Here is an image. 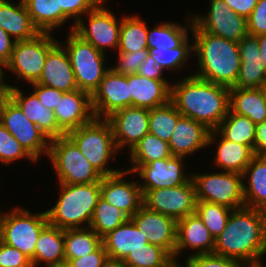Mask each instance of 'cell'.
Returning a JSON list of instances; mask_svg holds the SVG:
<instances>
[{
  "label": "cell",
  "instance_id": "ab89813d",
  "mask_svg": "<svg viewBox=\"0 0 266 267\" xmlns=\"http://www.w3.org/2000/svg\"><path fill=\"white\" fill-rule=\"evenodd\" d=\"M127 219L129 217L122 210L100 197L89 227L103 238L109 232L121 226Z\"/></svg>",
  "mask_w": 266,
  "mask_h": 267
},
{
  "label": "cell",
  "instance_id": "be15d7a7",
  "mask_svg": "<svg viewBox=\"0 0 266 267\" xmlns=\"http://www.w3.org/2000/svg\"><path fill=\"white\" fill-rule=\"evenodd\" d=\"M266 103V82L260 87Z\"/></svg>",
  "mask_w": 266,
  "mask_h": 267
},
{
  "label": "cell",
  "instance_id": "7bdbcfd3",
  "mask_svg": "<svg viewBox=\"0 0 266 267\" xmlns=\"http://www.w3.org/2000/svg\"><path fill=\"white\" fill-rule=\"evenodd\" d=\"M192 51V52H191ZM148 53L154 60L166 70L181 69L187 61L189 56L193 53V44H189V37L177 48H170L158 50L157 48H148Z\"/></svg>",
  "mask_w": 266,
  "mask_h": 267
},
{
  "label": "cell",
  "instance_id": "4316f807",
  "mask_svg": "<svg viewBox=\"0 0 266 267\" xmlns=\"http://www.w3.org/2000/svg\"><path fill=\"white\" fill-rule=\"evenodd\" d=\"M148 243L146 234L130 218L102 238L107 256L119 260H124L129 252L143 250Z\"/></svg>",
  "mask_w": 266,
  "mask_h": 267
},
{
  "label": "cell",
  "instance_id": "60d3db41",
  "mask_svg": "<svg viewBox=\"0 0 266 267\" xmlns=\"http://www.w3.org/2000/svg\"><path fill=\"white\" fill-rule=\"evenodd\" d=\"M232 209L205 201H197L195 213L209 229L210 234L216 238L225 228Z\"/></svg>",
  "mask_w": 266,
  "mask_h": 267
},
{
  "label": "cell",
  "instance_id": "f35d334b",
  "mask_svg": "<svg viewBox=\"0 0 266 267\" xmlns=\"http://www.w3.org/2000/svg\"><path fill=\"white\" fill-rule=\"evenodd\" d=\"M181 117L182 115L171 101L160 107L152 108L149 110V133L169 143Z\"/></svg>",
  "mask_w": 266,
  "mask_h": 267
},
{
  "label": "cell",
  "instance_id": "b9f144b4",
  "mask_svg": "<svg viewBox=\"0 0 266 267\" xmlns=\"http://www.w3.org/2000/svg\"><path fill=\"white\" fill-rule=\"evenodd\" d=\"M173 258L161 247L148 243L143 250L129 252L127 267H165Z\"/></svg>",
  "mask_w": 266,
  "mask_h": 267
},
{
  "label": "cell",
  "instance_id": "1f68e13d",
  "mask_svg": "<svg viewBox=\"0 0 266 267\" xmlns=\"http://www.w3.org/2000/svg\"><path fill=\"white\" fill-rule=\"evenodd\" d=\"M230 110L253 123L266 120V103L261 88H230Z\"/></svg>",
  "mask_w": 266,
  "mask_h": 267
},
{
  "label": "cell",
  "instance_id": "7a4b0ae2",
  "mask_svg": "<svg viewBox=\"0 0 266 267\" xmlns=\"http://www.w3.org/2000/svg\"><path fill=\"white\" fill-rule=\"evenodd\" d=\"M170 101L187 118L216 129L230 109V88L190 74L171 84Z\"/></svg>",
  "mask_w": 266,
  "mask_h": 267
},
{
  "label": "cell",
  "instance_id": "836d02e7",
  "mask_svg": "<svg viewBox=\"0 0 266 267\" xmlns=\"http://www.w3.org/2000/svg\"><path fill=\"white\" fill-rule=\"evenodd\" d=\"M189 13V22L185 26L178 25L176 22H163L153 29L148 28L147 46L148 48H157L158 50L174 49L180 46L188 38V29L193 28L192 14ZM189 27V28H188Z\"/></svg>",
  "mask_w": 266,
  "mask_h": 267
},
{
  "label": "cell",
  "instance_id": "2e32d148",
  "mask_svg": "<svg viewBox=\"0 0 266 267\" xmlns=\"http://www.w3.org/2000/svg\"><path fill=\"white\" fill-rule=\"evenodd\" d=\"M130 219L146 234L149 243L163 248L173 259L177 244V221L144 205Z\"/></svg>",
  "mask_w": 266,
  "mask_h": 267
},
{
  "label": "cell",
  "instance_id": "f5cc1de1",
  "mask_svg": "<svg viewBox=\"0 0 266 267\" xmlns=\"http://www.w3.org/2000/svg\"><path fill=\"white\" fill-rule=\"evenodd\" d=\"M163 70H165L157 60L148 55V57L139 66L137 74L140 76H145L153 80H166L163 78Z\"/></svg>",
  "mask_w": 266,
  "mask_h": 267
},
{
  "label": "cell",
  "instance_id": "f1b7e54d",
  "mask_svg": "<svg viewBox=\"0 0 266 267\" xmlns=\"http://www.w3.org/2000/svg\"><path fill=\"white\" fill-rule=\"evenodd\" d=\"M248 178L243 182L244 203L246 207L266 211V156H254L242 174Z\"/></svg>",
  "mask_w": 266,
  "mask_h": 267
},
{
  "label": "cell",
  "instance_id": "4dcf8cb0",
  "mask_svg": "<svg viewBox=\"0 0 266 267\" xmlns=\"http://www.w3.org/2000/svg\"><path fill=\"white\" fill-rule=\"evenodd\" d=\"M63 261H65L64 229L48 223L36 242L34 257L31 260L32 267H36L40 262H44L47 266Z\"/></svg>",
  "mask_w": 266,
  "mask_h": 267
},
{
  "label": "cell",
  "instance_id": "680465c9",
  "mask_svg": "<svg viewBox=\"0 0 266 267\" xmlns=\"http://www.w3.org/2000/svg\"><path fill=\"white\" fill-rule=\"evenodd\" d=\"M102 267H127L123 260L108 257L104 260Z\"/></svg>",
  "mask_w": 266,
  "mask_h": 267
},
{
  "label": "cell",
  "instance_id": "ffe728a7",
  "mask_svg": "<svg viewBox=\"0 0 266 267\" xmlns=\"http://www.w3.org/2000/svg\"><path fill=\"white\" fill-rule=\"evenodd\" d=\"M58 126L69 131L90 123L94 118L91 95L82 90L65 92L53 111Z\"/></svg>",
  "mask_w": 266,
  "mask_h": 267
},
{
  "label": "cell",
  "instance_id": "ba28073f",
  "mask_svg": "<svg viewBox=\"0 0 266 267\" xmlns=\"http://www.w3.org/2000/svg\"><path fill=\"white\" fill-rule=\"evenodd\" d=\"M47 224L46 211L31 214L27 209L15 207L3 216L0 240L32 260L39 234Z\"/></svg>",
  "mask_w": 266,
  "mask_h": 267
},
{
  "label": "cell",
  "instance_id": "6125c7cd",
  "mask_svg": "<svg viewBox=\"0 0 266 267\" xmlns=\"http://www.w3.org/2000/svg\"><path fill=\"white\" fill-rule=\"evenodd\" d=\"M165 267H183V265H179L177 259H172Z\"/></svg>",
  "mask_w": 266,
  "mask_h": 267
},
{
  "label": "cell",
  "instance_id": "6da1fadb",
  "mask_svg": "<svg viewBox=\"0 0 266 267\" xmlns=\"http://www.w3.org/2000/svg\"><path fill=\"white\" fill-rule=\"evenodd\" d=\"M214 254L236 260L242 267H264L266 211L242 207L232 210L225 228L215 238Z\"/></svg>",
  "mask_w": 266,
  "mask_h": 267
},
{
  "label": "cell",
  "instance_id": "e0dca14e",
  "mask_svg": "<svg viewBox=\"0 0 266 267\" xmlns=\"http://www.w3.org/2000/svg\"><path fill=\"white\" fill-rule=\"evenodd\" d=\"M107 120L118 151L127 145L130 152L149 133V110L145 108L129 106L114 112Z\"/></svg>",
  "mask_w": 266,
  "mask_h": 267
},
{
  "label": "cell",
  "instance_id": "9a60e30c",
  "mask_svg": "<svg viewBox=\"0 0 266 267\" xmlns=\"http://www.w3.org/2000/svg\"><path fill=\"white\" fill-rule=\"evenodd\" d=\"M91 104L98 119H107L114 112L129 107L128 75L116 73L110 68L91 95Z\"/></svg>",
  "mask_w": 266,
  "mask_h": 267
},
{
  "label": "cell",
  "instance_id": "74e56055",
  "mask_svg": "<svg viewBox=\"0 0 266 267\" xmlns=\"http://www.w3.org/2000/svg\"><path fill=\"white\" fill-rule=\"evenodd\" d=\"M33 24L40 32H53L61 26L59 0H23ZM55 28V29H54Z\"/></svg>",
  "mask_w": 266,
  "mask_h": 267
},
{
  "label": "cell",
  "instance_id": "94428289",
  "mask_svg": "<svg viewBox=\"0 0 266 267\" xmlns=\"http://www.w3.org/2000/svg\"><path fill=\"white\" fill-rule=\"evenodd\" d=\"M45 267H71L67 261H63L60 263L50 264Z\"/></svg>",
  "mask_w": 266,
  "mask_h": 267
},
{
  "label": "cell",
  "instance_id": "681fc988",
  "mask_svg": "<svg viewBox=\"0 0 266 267\" xmlns=\"http://www.w3.org/2000/svg\"><path fill=\"white\" fill-rule=\"evenodd\" d=\"M248 34L260 36L266 34V0H259L247 18Z\"/></svg>",
  "mask_w": 266,
  "mask_h": 267
},
{
  "label": "cell",
  "instance_id": "bcb514c9",
  "mask_svg": "<svg viewBox=\"0 0 266 267\" xmlns=\"http://www.w3.org/2000/svg\"><path fill=\"white\" fill-rule=\"evenodd\" d=\"M148 49H143L135 52H118V62L111 69L119 74L129 75L136 74L139 66L148 57Z\"/></svg>",
  "mask_w": 266,
  "mask_h": 267
},
{
  "label": "cell",
  "instance_id": "30bf717a",
  "mask_svg": "<svg viewBox=\"0 0 266 267\" xmlns=\"http://www.w3.org/2000/svg\"><path fill=\"white\" fill-rule=\"evenodd\" d=\"M58 43L50 32H41L29 40L15 41L6 69L17 79L36 83L43 71L48 52Z\"/></svg>",
  "mask_w": 266,
  "mask_h": 267
},
{
  "label": "cell",
  "instance_id": "e575fe53",
  "mask_svg": "<svg viewBox=\"0 0 266 267\" xmlns=\"http://www.w3.org/2000/svg\"><path fill=\"white\" fill-rule=\"evenodd\" d=\"M128 154L133 164L128 171L132 173H135L141 165L172 156L169 143L150 133L146 134Z\"/></svg>",
  "mask_w": 266,
  "mask_h": 267
},
{
  "label": "cell",
  "instance_id": "8d00e7d4",
  "mask_svg": "<svg viewBox=\"0 0 266 267\" xmlns=\"http://www.w3.org/2000/svg\"><path fill=\"white\" fill-rule=\"evenodd\" d=\"M148 27L139 16L125 15L121 21L118 52H135L148 49Z\"/></svg>",
  "mask_w": 266,
  "mask_h": 267
},
{
  "label": "cell",
  "instance_id": "52a82bcc",
  "mask_svg": "<svg viewBox=\"0 0 266 267\" xmlns=\"http://www.w3.org/2000/svg\"><path fill=\"white\" fill-rule=\"evenodd\" d=\"M67 36L66 45L62 46L69 56L78 89L92 95L110 69L104 66L106 53L96 49L73 30Z\"/></svg>",
  "mask_w": 266,
  "mask_h": 267
},
{
  "label": "cell",
  "instance_id": "9f6ffc18",
  "mask_svg": "<svg viewBox=\"0 0 266 267\" xmlns=\"http://www.w3.org/2000/svg\"><path fill=\"white\" fill-rule=\"evenodd\" d=\"M254 154L266 156V120L256 125Z\"/></svg>",
  "mask_w": 266,
  "mask_h": 267
},
{
  "label": "cell",
  "instance_id": "03108f58",
  "mask_svg": "<svg viewBox=\"0 0 266 267\" xmlns=\"http://www.w3.org/2000/svg\"><path fill=\"white\" fill-rule=\"evenodd\" d=\"M3 216H4V213H0V230H1Z\"/></svg>",
  "mask_w": 266,
  "mask_h": 267
},
{
  "label": "cell",
  "instance_id": "7c38bea8",
  "mask_svg": "<svg viewBox=\"0 0 266 267\" xmlns=\"http://www.w3.org/2000/svg\"><path fill=\"white\" fill-rule=\"evenodd\" d=\"M196 192L192 178L177 187L147 190L143 193V205L176 221L195 213Z\"/></svg>",
  "mask_w": 266,
  "mask_h": 267
},
{
  "label": "cell",
  "instance_id": "f907efd6",
  "mask_svg": "<svg viewBox=\"0 0 266 267\" xmlns=\"http://www.w3.org/2000/svg\"><path fill=\"white\" fill-rule=\"evenodd\" d=\"M31 85L34 87L33 92L37 96L42 106H44L45 108H49L53 111L57 107L59 99H62V96L65 93L64 91L47 87L38 83H32Z\"/></svg>",
  "mask_w": 266,
  "mask_h": 267
},
{
  "label": "cell",
  "instance_id": "7402d4cb",
  "mask_svg": "<svg viewBox=\"0 0 266 267\" xmlns=\"http://www.w3.org/2000/svg\"><path fill=\"white\" fill-rule=\"evenodd\" d=\"M59 42L48 52L38 84L64 92L78 89L69 56Z\"/></svg>",
  "mask_w": 266,
  "mask_h": 267
},
{
  "label": "cell",
  "instance_id": "8992f818",
  "mask_svg": "<svg viewBox=\"0 0 266 267\" xmlns=\"http://www.w3.org/2000/svg\"><path fill=\"white\" fill-rule=\"evenodd\" d=\"M48 156L54 166L59 183L101 182L102 176L82 155L78 146L67 134L50 140Z\"/></svg>",
  "mask_w": 266,
  "mask_h": 267
},
{
  "label": "cell",
  "instance_id": "5bb4252c",
  "mask_svg": "<svg viewBox=\"0 0 266 267\" xmlns=\"http://www.w3.org/2000/svg\"><path fill=\"white\" fill-rule=\"evenodd\" d=\"M205 16H193V23L202 31L239 42L248 36L247 19L234 12L224 0H210V9Z\"/></svg>",
  "mask_w": 266,
  "mask_h": 267
},
{
  "label": "cell",
  "instance_id": "d4e9b609",
  "mask_svg": "<svg viewBox=\"0 0 266 267\" xmlns=\"http://www.w3.org/2000/svg\"><path fill=\"white\" fill-rule=\"evenodd\" d=\"M9 98L20 108L29 121L39 127L49 140L66 134L58 126L53 110L42 106L34 92H31L27 97L19 88L11 86Z\"/></svg>",
  "mask_w": 266,
  "mask_h": 267
},
{
  "label": "cell",
  "instance_id": "11a10c76",
  "mask_svg": "<svg viewBox=\"0 0 266 267\" xmlns=\"http://www.w3.org/2000/svg\"><path fill=\"white\" fill-rule=\"evenodd\" d=\"M0 27V63L6 65L13 51L15 40Z\"/></svg>",
  "mask_w": 266,
  "mask_h": 267
},
{
  "label": "cell",
  "instance_id": "d6986e66",
  "mask_svg": "<svg viewBox=\"0 0 266 267\" xmlns=\"http://www.w3.org/2000/svg\"><path fill=\"white\" fill-rule=\"evenodd\" d=\"M183 160L184 157L171 156L141 165L135 172H138L140 180H144L143 184L139 183L142 193L147 190L177 187L187 183L192 176L184 173Z\"/></svg>",
  "mask_w": 266,
  "mask_h": 267
},
{
  "label": "cell",
  "instance_id": "44dd1931",
  "mask_svg": "<svg viewBox=\"0 0 266 267\" xmlns=\"http://www.w3.org/2000/svg\"><path fill=\"white\" fill-rule=\"evenodd\" d=\"M238 47L240 69L231 88H260L266 82V64L261 58L258 39L248 35L238 42Z\"/></svg>",
  "mask_w": 266,
  "mask_h": 267
},
{
  "label": "cell",
  "instance_id": "4fadbf2b",
  "mask_svg": "<svg viewBox=\"0 0 266 267\" xmlns=\"http://www.w3.org/2000/svg\"><path fill=\"white\" fill-rule=\"evenodd\" d=\"M101 2L94 10L87 12L89 24L81 18L74 26L73 31L85 41L92 44L96 49L105 53V48L118 49L121 21L118 22L116 16L102 6Z\"/></svg>",
  "mask_w": 266,
  "mask_h": 267
},
{
  "label": "cell",
  "instance_id": "d590c367",
  "mask_svg": "<svg viewBox=\"0 0 266 267\" xmlns=\"http://www.w3.org/2000/svg\"><path fill=\"white\" fill-rule=\"evenodd\" d=\"M102 245V238L90 227L64 229L65 259H76L94 252Z\"/></svg>",
  "mask_w": 266,
  "mask_h": 267
},
{
  "label": "cell",
  "instance_id": "9c48e42d",
  "mask_svg": "<svg viewBox=\"0 0 266 267\" xmlns=\"http://www.w3.org/2000/svg\"><path fill=\"white\" fill-rule=\"evenodd\" d=\"M191 174L197 201L221 204L232 210L245 206L242 174L226 171Z\"/></svg>",
  "mask_w": 266,
  "mask_h": 267
},
{
  "label": "cell",
  "instance_id": "f6af8a7d",
  "mask_svg": "<svg viewBox=\"0 0 266 267\" xmlns=\"http://www.w3.org/2000/svg\"><path fill=\"white\" fill-rule=\"evenodd\" d=\"M105 0H59L61 8V26L70 18H74V24L70 30L74 29L75 24L81 19L82 15L94 10Z\"/></svg>",
  "mask_w": 266,
  "mask_h": 267
},
{
  "label": "cell",
  "instance_id": "ac0fdd59",
  "mask_svg": "<svg viewBox=\"0 0 266 267\" xmlns=\"http://www.w3.org/2000/svg\"><path fill=\"white\" fill-rule=\"evenodd\" d=\"M128 170L103 176L100 182L101 198L122 210L129 218L143 206V193L136 181H127Z\"/></svg>",
  "mask_w": 266,
  "mask_h": 267
},
{
  "label": "cell",
  "instance_id": "f546056e",
  "mask_svg": "<svg viewBox=\"0 0 266 267\" xmlns=\"http://www.w3.org/2000/svg\"><path fill=\"white\" fill-rule=\"evenodd\" d=\"M219 134L229 141L250 146L254 151L256 124L246 116L233 113L229 109L219 126L210 130L208 145L215 143Z\"/></svg>",
  "mask_w": 266,
  "mask_h": 267
},
{
  "label": "cell",
  "instance_id": "e7e4bbea",
  "mask_svg": "<svg viewBox=\"0 0 266 267\" xmlns=\"http://www.w3.org/2000/svg\"><path fill=\"white\" fill-rule=\"evenodd\" d=\"M5 99H0V123H1V110Z\"/></svg>",
  "mask_w": 266,
  "mask_h": 267
},
{
  "label": "cell",
  "instance_id": "603a6c76",
  "mask_svg": "<svg viewBox=\"0 0 266 267\" xmlns=\"http://www.w3.org/2000/svg\"><path fill=\"white\" fill-rule=\"evenodd\" d=\"M214 247L215 238L196 213L177 221L175 260L185 248L196 251L193 255H200L213 253Z\"/></svg>",
  "mask_w": 266,
  "mask_h": 267
},
{
  "label": "cell",
  "instance_id": "6f0895ef",
  "mask_svg": "<svg viewBox=\"0 0 266 267\" xmlns=\"http://www.w3.org/2000/svg\"><path fill=\"white\" fill-rule=\"evenodd\" d=\"M3 68L6 69V65L0 63V99H7L9 98L11 85L2 81L6 74L4 73Z\"/></svg>",
  "mask_w": 266,
  "mask_h": 267
},
{
  "label": "cell",
  "instance_id": "7dc6e473",
  "mask_svg": "<svg viewBox=\"0 0 266 267\" xmlns=\"http://www.w3.org/2000/svg\"><path fill=\"white\" fill-rule=\"evenodd\" d=\"M186 258V265L183 267H242L236 260L214 253L200 255L190 254Z\"/></svg>",
  "mask_w": 266,
  "mask_h": 267
},
{
  "label": "cell",
  "instance_id": "c3c4849f",
  "mask_svg": "<svg viewBox=\"0 0 266 267\" xmlns=\"http://www.w3.org/2000/svg\"><path fill=\"white\" fill-rule=\"evenodd\" d=\"M0 267H32V263L24 253L0 240Z\"/></svg>",
  "mask_w": 266,
  "mask_h": 267
},
{
  "label": "cell",
  "instance_id": "5b68a950",
  "mask_svg": "<svg viewBox=\"0 0 266 267\" xmlns=\"http://www.w3.org/2000/svg\"><path fill=\"white\" fill-rule=\"evenodd\" d=\"M67 135L102 177L111 176L121 171L118 169L111 170L108 167L111 159H116L118 149L115 144L112 126L107 119L94 118L90 123L69 131Z\"/></svg>",
  "mask_w": 266,
  "mask_h": 267
},
{
  "label": "cell",
  "instance_id": "db71d44e",
  "mask_svg": "<svg viewBox=\"0 0 266 267\" xmlns=\"http://www.w3.org/2000/svg\"><path fill=\"white\" fill-rule=\"evenodd\" d=\"M225 3L238 15L245 17L246 19L250 16L254 7L257 5L259 0H224Z\"/></svg>",
  "mask_w": 266,
  "mask_h": 267
},
{
  "label": "cell",
  "instance_id": "3957f363",
  "mask_svg": "<svg viewBox=\"0 0 266 267\" xmlns=\"http://www.w3.org/2000/svg\"><path fill=\"white\" fill-rule=\"evenodd\" d=\"M191 33L194 37L193 52L200 67L199 72L192 75L228 88L233 87L241 63L238 43L204 32L195 24Z\"/></svg>",
  "mask_w": 266,
  "mask_h": 267
},
{
  "label": "cell",
  "instance_id": "83f0119b",
  "mask_svg": "<svg viewBox=\"0 0 266 267\" xmlns=\"http://www.w3.org/2000/svg\"><path fill=\"white\" fill-rule=\"evenodd\" d=\"M14 4L0 0V27L15 41L29 40L41 33L33 24L23 0Z\"/></svg>",
  "mask_w": 266,
  "mask_h": 267
},
{
  "label": "cell",
  "instance_id": "277c9868",
  "mask_svg": "<svg viewBox=\"0 0 266 267\" xmlns=\"http://www.w3.org/2000/svg\"><path fill=\"white\" fill-rule=\"evenodd\" d=\"M59 184L58 201L46 211L48 223L60 229L88 228L101 197L100 182Z\"/></svg>",
  "mask_w": 266,
  "mask_h": 267
},
{
  "label": "cell",
  "instance_id": "ee69618b",
  "mask_svg": "<svg viewBox=\"0 0 266 267\" xmlns=\"http://www.w3.org/2000/svg\"><path fill=\"white\" fill-rule=\"evenodd\" d=\"M29 158L37 163L21 146V144L0 123V161L2 164H11L17 159Z\"/></svg>",
  "mask_w": 266,
  "mask_h": 267
},
{
  "label": "cell",
  "instance_id": "8fae6325",
  "mask_svg": "<svg viewBox=\"0 0 266 267\" xmlns=\"http://www.w3.org/2000/svg\"><path fill=\"white\" fill-rule=\"evenodd\" d=\"M1 124L36 162L42 153L49 154L50 140L35 123L29 121L10 98L4 100Z\"/></svg>",
  "mask_w": 266,
  "mask_h": 267
},
{
  "label": "cell",
  "instance_id": "cb8c5ba5",
  "mask_svg": "<svg viewBox=\"0 0 266 267\" xmlns=\"http://www.w3.org/2000/svg\"><path fill=\"white\" fill-rule=\"evenodd\" d=\"M130 106L152 109L170 101L171 84L167 80H153L136 74L128 75Z\"/></svg>",
  "mask_w": 266,
  "mask_h": 267
},
{
  "label": "cell",
  "instance_id": "91938a15",
  "mask_svg": "<svg viewBox=\"0 0 266 267\" xmlns=\"http://www.w3.org/2000/svg\"><path fill=\"white\" fill-rule=\"evenodd\" d=\"M255 37L258 39V46L261 51L262 61L266 64V34Z\"/></svg>",
  "mask_w": 266,
  "mask_h": 267
},
{
  "label": "cell",
  "instance_id": "816d5d0a",
  "mask_svg": "<svg viewBox=\"0 0 266 267\" xmlns=\"http://www.w3.org/2000/svg\"><path fill=\"white\" fill-rule=\"evenodd\" d=\"M107 252L102 244L97 250L76 259H65L71 267H102Z\"/></svg>",
  "mask_w": 266,
  "mask_h": 267
},
{
  "label": "cell",
  "instance_id": "484cf974",
  "mask_svg": "<svg viewBox=\"0 0 266 267\" xmlns=\"http://www.w3.org/2000/svg\"><path fill=\"white\" fill-rule=\"evenodd\" d=\"M210 130L201 122L182 116L169 140L172 156L187 157L208 146Z\"/></svg>",
  "mask_w": 266,
  "mask_h": 267
},
{
  "label": "cell",
  "instance_id": "d6a6232c",
  "mask_svg": "<svg viewBox=\"0 0 266 267\" xmlns=\"http://www.w3.org/2000/svg\"><path fill=\"white\" fill-rule=\"evenodd\" d=\"M219 136L221 140L217 144L215 166L226 172L243 174L255 156L253 149L250 146L229 141L221 134Z\"/></svg>",
  "mask_w": 266,
  "mask_h": 267
}]
</instances>
